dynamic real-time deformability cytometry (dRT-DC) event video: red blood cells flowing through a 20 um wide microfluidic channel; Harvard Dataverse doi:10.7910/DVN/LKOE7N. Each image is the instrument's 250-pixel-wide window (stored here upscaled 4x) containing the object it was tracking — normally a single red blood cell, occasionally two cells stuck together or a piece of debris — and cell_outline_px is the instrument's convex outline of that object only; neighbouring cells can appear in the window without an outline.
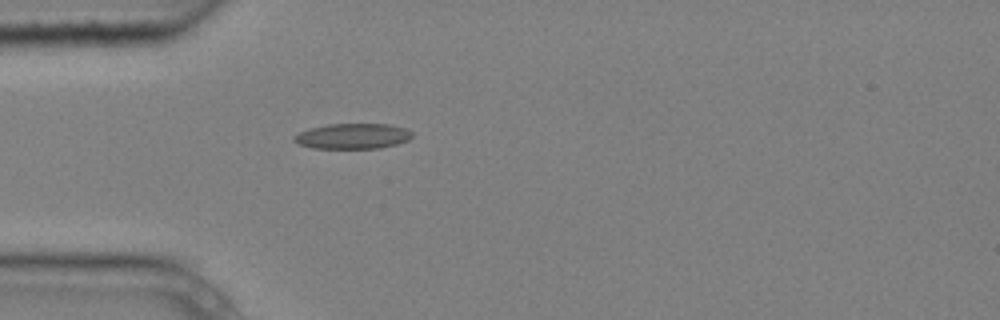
{"species": "common noctule bat (a hibernating species)", "species_latin": "Nyctalus noctula", "temperature_condition": "cold", "stored_images_in_passage": 1, "camera_frame_rate_fps": 3000, "um_per_image_px": 0.085, "animal": {"sex": "male", "body_mass_g": 20.4}, "frame": {"image": 1, "passage_image": 1, "time_ms": 0.0, "image_size_px": [1000, 320], "cell_outline_px": [[412, 136], [408, 140], [396, 144], [380, 148], [312, 148], [300, 144], [292, 140], [292, 136], [308, 128], [328, 124], [388, 124], [408, 128], [412, 132]], "centroid_in_image_um": [29.98, 11.56], "position_along_channel_um": 55.0, "area_um2": 17.57}}